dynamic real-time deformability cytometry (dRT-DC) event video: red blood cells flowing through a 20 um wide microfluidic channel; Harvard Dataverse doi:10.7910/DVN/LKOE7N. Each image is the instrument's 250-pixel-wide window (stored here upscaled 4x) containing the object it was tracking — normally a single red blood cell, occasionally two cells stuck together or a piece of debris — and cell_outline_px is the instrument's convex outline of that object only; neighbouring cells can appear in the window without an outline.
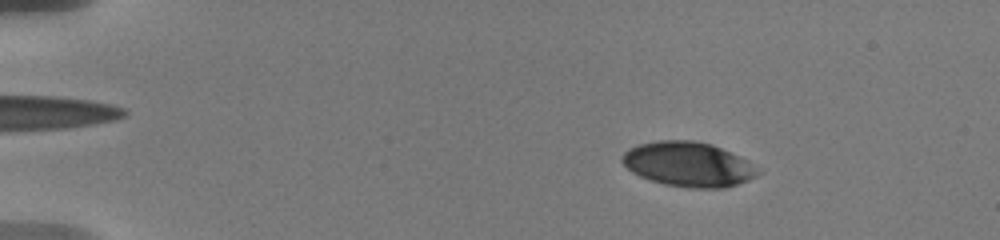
{"species": "human", "species_latin": "Homo sapiens", "temperature_condition": "warm", "stored_images_in_passage": 9, "camera_frame_rate_fps": 3000, "um_per_image_px": 0.085, "donor": {"sex": "male"}, "frame": {"image": 1, "passage_image": 3, "time_ms": 2.0, "image_size_px": [1000, 240], "cell_outline_px": [[760, 172], [756, 176], [748, 180], [724, 188], [688, 188], [664, 184], [640, 176], [632, 172], [620, 160], [620, 156], [628, 148], [640, 144], [656, 140], [696, 140], [712, 144], [740, 156], [748, 160]], "centroid_in_image_um": [58.49, 13.95], "position_along_channel_um": 26.5, "area_um2": 35.43}}
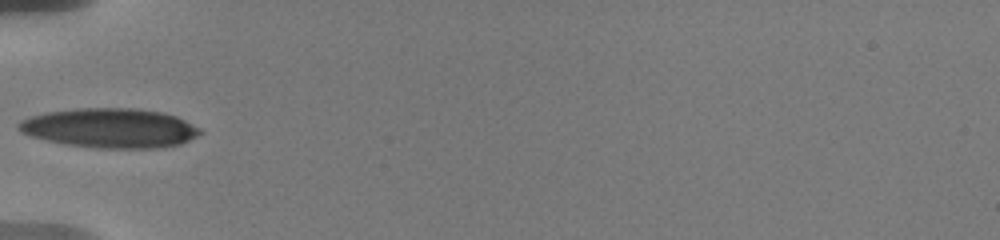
{"frame": {"image": 2, "passage_image": 7, "time_ms": 6.0, "image_size_px": [1000, 240], "cell_outline_px": [[204, 132], [180, 144], [164, 148], [96, 148], [68, 144], [28, 136], [20, 132], [16, 128], [16, 124], [20, 120], [28, 116], [44, 112], [76, 108], [140, 108], [164, 112], [176, 116], [200, 128]], "centroid_in_image_um": [9.32, 10.87], "position_along_channel_um": 75.7, "area_um2": 42.25}}
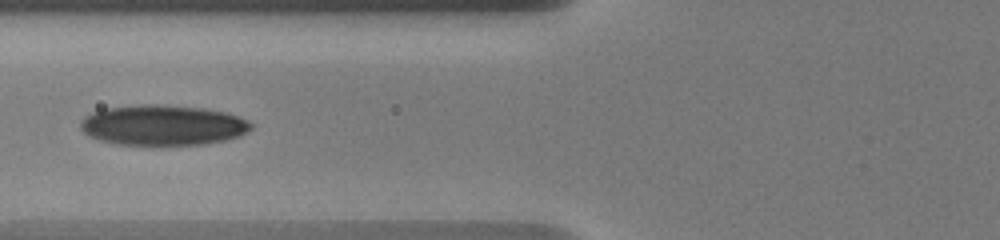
{"frame": {"image": 3, "passage_image": 8, "time_ms": 7.0, "image_size_px": [1000, 240], "cell_outline_px": [[252, 128], [240, 136], [224, 140], [204, 144], [160, 148], [116, 144], [100, 140], [88, 136], [80, 128], [80, 120], [84, 116], [92, 112], [104, 108], [144, 104], [164, 104], [204, 108], [228, 112], [248, 120], [252, 124]], "centroid_in_image_um": [13.83, 10.67], "position_along_channel_um": 112.0, "area_um2": 41.56}}